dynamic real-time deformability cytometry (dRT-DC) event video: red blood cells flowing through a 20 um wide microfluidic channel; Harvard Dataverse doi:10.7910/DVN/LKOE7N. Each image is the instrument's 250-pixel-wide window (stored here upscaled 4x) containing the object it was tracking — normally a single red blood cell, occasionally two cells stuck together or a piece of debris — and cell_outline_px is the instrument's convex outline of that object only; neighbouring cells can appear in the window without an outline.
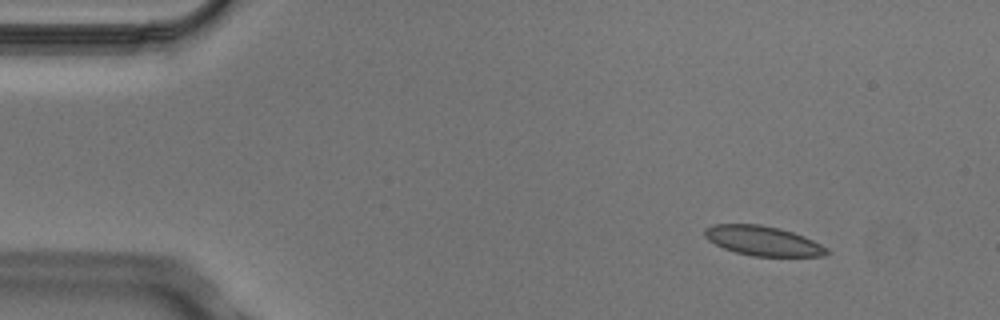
{"species": "Egyptian fruit bat (a non-hibernating species)", "species_latin": "Rousettus aegyptiacus", "temperature_condition": "cold", "stored_images_in_passage": 5, "camera_frame_rate_fps": 3000, "um_per_image_px": 0.085, "animal": {"sex": "male"}, "frame": {"image": 1, "passage_image": 1, "time_ms": 0.0, "image_size_px": [1000, 320], "cell_outline_px": [[828, 252], [824, 256], [752, 256], [736, 252], [724, 248], [708, 240], [704, 236], [704, 228], [712, 224], [760, 224], [780, 228], [804, 236], [828, 248]], "centroid_in_image_um": [64.82, 20.46], "position_along_channel_um": 20.2, "area_um2": 21.04}}
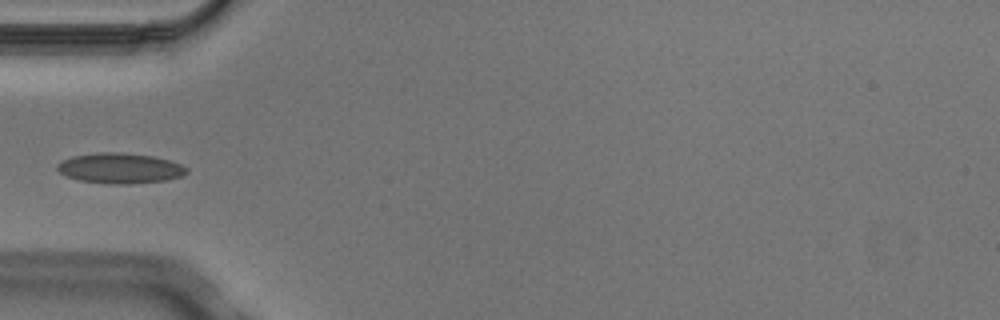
{"frame": {"image": 2, "passage_image": 4, "time_ms": 1.0, "image_size_px": [1000, 320], "cell_outline_px": [[188, 172], [184, 176], [168, 180], [128, 184], [112, 184], [80, 180], [68, 176], [60, 172], [56, 168], [56, 164], [72, 156], [96, 152], [116, 152], [152, 156], [168, 160], [180, 164], [188, 168]], "centroid_in_image_um": [10.23, 14.3], "position_along_channel_um": 74.8, "area_um2": 22.83}}
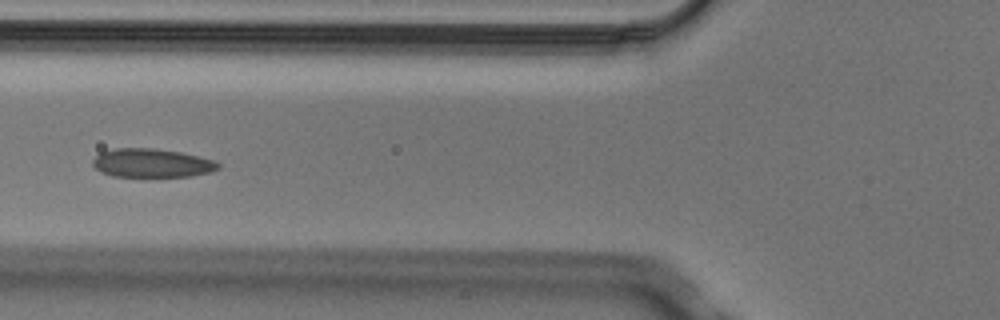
{"frame": {"image": 3, "passage_image": 5, "time_ms": 1.333, "image_size_px": [1000, 320], "cell_outline_px": [[220, 168], [212, 172], [192, 176], [112, 176], [100, 172], [92, 164], [92, 160], [100, 152], [116, 148], [152, 148], [180, 152], [216, 160], [220, 164]], "centroid_in_image_um": [12.92, 13.86], "position_along_channel_um": 112.9, "area_um2": 21.04}}